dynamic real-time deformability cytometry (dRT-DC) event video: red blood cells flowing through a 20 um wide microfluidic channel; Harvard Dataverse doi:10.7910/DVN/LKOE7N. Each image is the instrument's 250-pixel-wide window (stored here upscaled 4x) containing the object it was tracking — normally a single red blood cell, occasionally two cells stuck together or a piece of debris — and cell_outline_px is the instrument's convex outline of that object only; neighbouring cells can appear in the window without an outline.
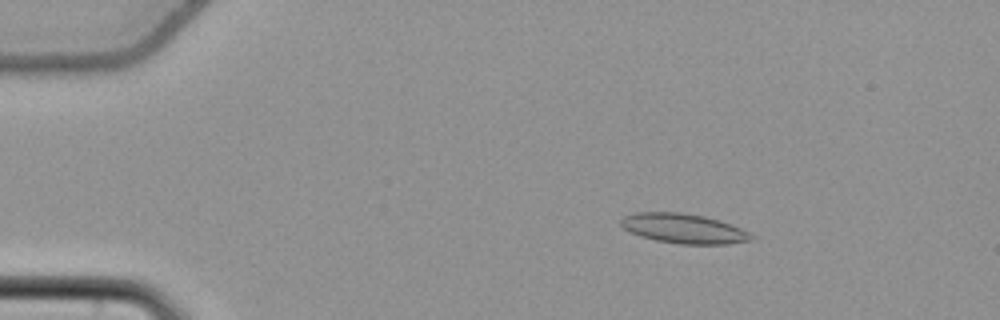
{"species": "common noctule bat (a hibernating species)", "species_latin": "Nyctalus noctula", "temperature_condition": "cold", "stored_images_in_passage": 57, "camera_frame_rate_fps": 3000, "um_per_image_px": 0.085, "animal": {"sex": "female", "body_mass_g": 22.7, "forearm_length_mm": 54.2}, "frame": {"image": 1, "passage_image": 11, "time_ms": 3.333, "image_size_px": [1000, 320], "cell_outline_px": [[756, 236], [752, 240], [728, 244], [680, 244], [656, 240], [640, 236], [628, 232], [620, 224], [620, 220], [624, 216], [636, 212], [680, 212], [704, 216], [740, 228]], "centroid_in_image_um": [58.08, 19.43], "position_along_channel_um": 26.9, "area_um2": 22.48}}
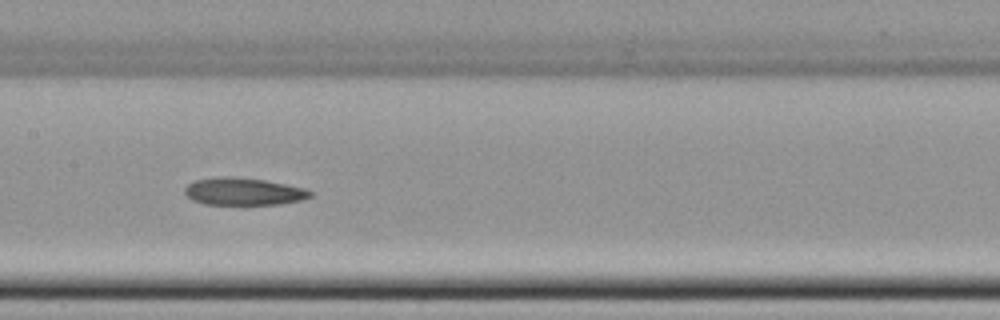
{"frame": {"image": 2, "passage_image": 30, "time_ms": 9.667, "image_size_px": [1000, 320], "cell_outline_px": [[316, 192], [312, 196], [304, 200], [280, 204], [204, 204], [192, 200], [184, 192], [184, 188], [192, 180], [220, 176], [228, 176], [264, 180], [304, 188]], "centroid_in_image_um": [20.71, 16.27], "position_along_channel_um": 186.7, "area_um2": 20.17}}
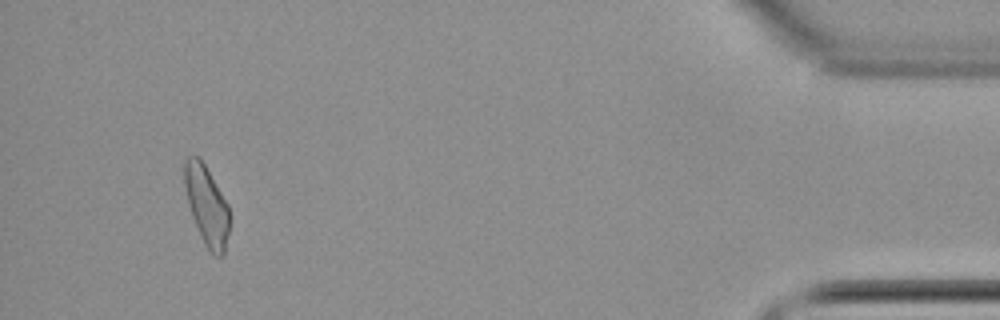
{"frame": {"image": 3, "passage_image": 54, "time_ms": 17.667, "image_size_px": [1000, 320], "cell_outline_px": [[228, 232], [224, 252], [220, 256], [212, 256], [204, 244], [192, 216], [188, 204], [184, 184], [184, 160], [188, 156], [196, 156], [204, 164], [228, 204]], "centroid_in_image_um": [17.54, 17.47], "position_along_channel_um": 417.7, "area_um2": 20.46}, "authors_computed_cell_mechanics": {"area_um2": 21.1548, "velocity_mm_per_s": 3.7641, "shape_relaxation_time_tau1_ms": null, "shape_relaxation_time_tau2_ms": 7.6108, "deformation_change_tau1": null, "deformation_change_tau2": 0.1484}}